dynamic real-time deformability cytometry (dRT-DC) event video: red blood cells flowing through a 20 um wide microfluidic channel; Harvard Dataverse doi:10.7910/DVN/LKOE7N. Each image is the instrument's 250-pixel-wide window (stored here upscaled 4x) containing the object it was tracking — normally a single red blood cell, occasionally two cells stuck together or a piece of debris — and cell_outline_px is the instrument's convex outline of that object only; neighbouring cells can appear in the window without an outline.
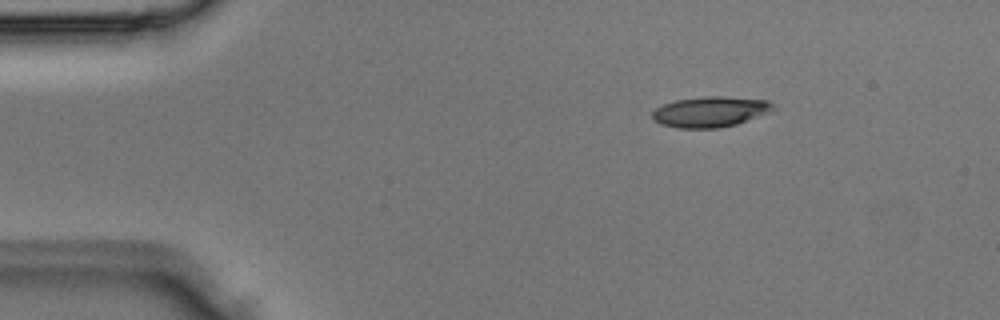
{"species": "Egyptian fruit bat (a non-hibernating species)", "species_latin": "Rousettus aegyptiacus", "temperature_condition": "room temperature", "stored_images_in_passage": 2, "camera_frame_rate_fps": 3000, "um_per_image_px": 0.085, "animal": {"sex": "male"}, "frame": {"image": 1, "passage_image": 2, "time_ms": 0.333, "image_size_px": [1000, 320], "cell_outline_px": [[776, 108], [736, 124], [716, 128], [680, 128], [660, 124], [652, 120], [652, 112], [656, 108], [664, 104], [676, 100], [704, 96], [724, 96], [768, 100]], "centroid_in_image_um": [60.32, 9.49], "position_along_channel_um": 24.7, "area_um2": 21.27}}